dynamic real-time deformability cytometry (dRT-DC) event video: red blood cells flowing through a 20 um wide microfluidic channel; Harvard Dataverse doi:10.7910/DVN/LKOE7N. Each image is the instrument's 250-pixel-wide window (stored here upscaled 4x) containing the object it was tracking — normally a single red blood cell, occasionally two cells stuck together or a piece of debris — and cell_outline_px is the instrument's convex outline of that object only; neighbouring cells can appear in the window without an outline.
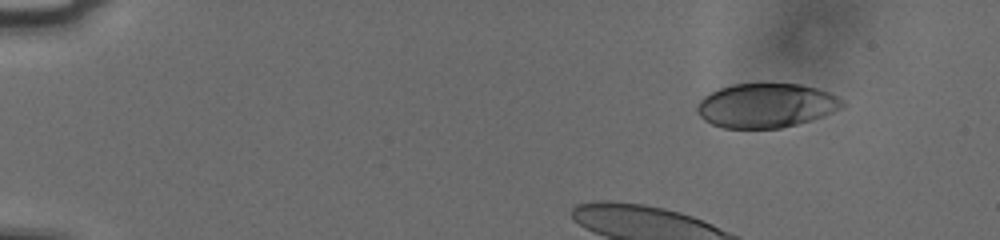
{"species": "human", "species_latin": "Homo sapiens", "temperature_condition": "cold", "stored_images_in_passage": 39, "camera_frame_rate_fps": 3000, "um_per_image_px": 0.085, "donor": {"sex": "male"}, "frame": {"image": 1, "passage_image": 1, "time_ms": 0.0, "image_size_px": [1000, 240], "cell_outline_px": [[844, 104], [840, 108], [832, 112], [812, 120], [780, 128], [724, 128], [712, 124], [704, 120], [696, 112], [696, 104], [704, 96], [720, 88], [732, 84], [800, 84], [816, 88], [828, 92], [844, 100]], "centroid_in_image_um": [65.09, 8.97], "position_along_channel_um": 19.9, "area_um2": 37.34}}
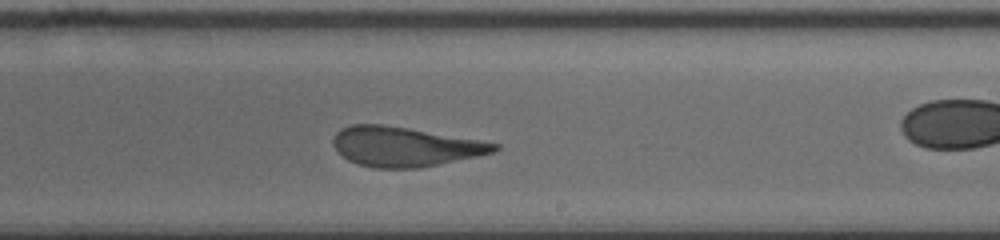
{"frame": {"image": 2, "passage_image": 26, "time_ms": 8.333, "image_size_px": [1000, 240], "cell_outline_px": [[500, 148], [496, 152], [416, 168], [372, 168], [356, 164], [340, 156], [336, 152], [332, 144], [332, 140], [336, 132], [340, 128], [352, 124], [380, 124], [408, 128], [500, 144]], "centroid_in_image_um": [34.31, 12.46], "position_along_channel_um": 254.7, "area_um2": 37.05}}
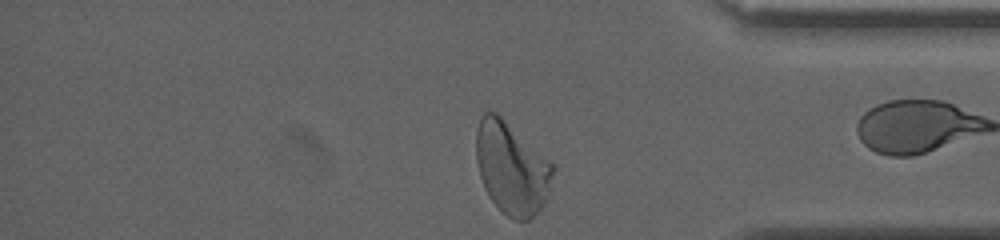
{"frame": {"image": 3, "passage_image": 38, "time_ms": 12.333, "image_size_px": [1000, 240], "cell_outline_px": [[556, 168], [544, 204], [528, 220], [512, 220], [492, 200], [484, 188], [480, 176], [476, 160], [476, 128], [480, 116], [484, 112], [496, 112], [548, 160]], "centroid_in_image_um": [43.46, 14.29], "position_along_channel_um": 391.7, "area_um2": 40.63}}